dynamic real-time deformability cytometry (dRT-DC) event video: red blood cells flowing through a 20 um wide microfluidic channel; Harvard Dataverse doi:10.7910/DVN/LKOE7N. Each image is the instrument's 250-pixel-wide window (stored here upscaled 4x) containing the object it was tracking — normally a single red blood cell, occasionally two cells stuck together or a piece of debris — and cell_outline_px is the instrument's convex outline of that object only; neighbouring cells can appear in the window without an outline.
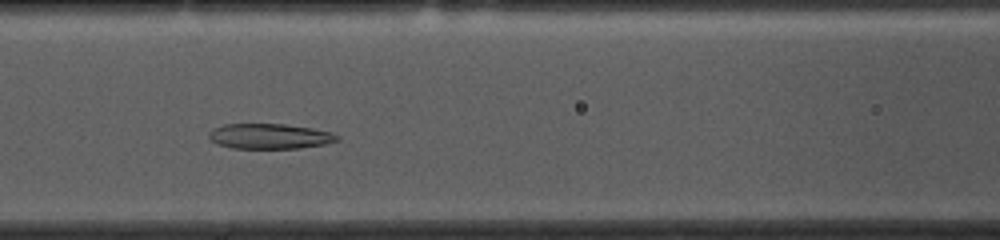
{"species": "common noctule bat (a hibernating species)", "species_latin": "Nyctalus noctula", "temperature_condition": "cold", "stored_images_in_passage": 40, "camera_frame_rate_fps": 3000, "um_per_image_px": 0.085, "animal": {"sex": "female", "body_mass_g": 10.0, "forearm_length_mm": 53.1}, "frame": {"image": 1, "passage_image": 16, "time_ms": 5.0, "image_size_px": [1000, 240], "cell_outline_px": [[340, 140], [324, 144], [296, 148], [232, 148], [216, 144], [208, 136], [208, 132], [212, 128], [224, 124], [284, 124], [312, 128], [328, 132], [340, 136]], "centroid_in_image_um": [22.88, 11.58], "position_along_channel_um": 143.7, "area_um2": 18.79}}
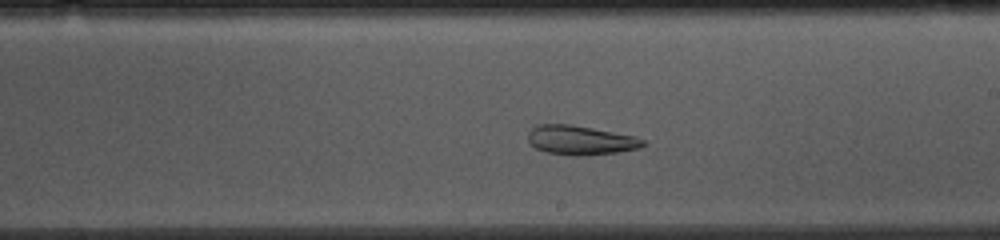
{"frame": {"image": 2, "passage_image": 24, "time_ms": 7.667, "image_size_px": [1000, 240], "cell_outline_px": [[648, 144], [640, 148], [620, 152], [588, 156], [572, 156], [544, 152], [536, 148], [528, 140], [528, 132], [536, 124], [572, 124], [636, 136], [644, 140]], "centroid_in_image_um": [49.37, 11.92], "position_along_channel_um": 239.6, "area_um2": 20.06}}
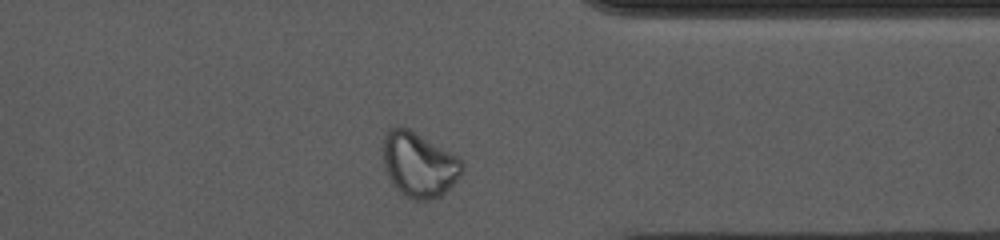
{"frame": {"image": 3, "passage_image": 36, "time_ms": 11.667, "image_size_px": [1000, 240], "cell_outline_px": [[464, 172], [440, 196], [428, 200], [412, 200], [404, 196], [396, 188], [388, 176], [384, 168], [384, 132], [388, 128], [396, 124], [400, 124], [408, 128], [460, 156], [464, 164]], "centroid_in_image_um": [35.62, 13.95], "position_along_channel_um": 375.8, "area_um2": 30.35}, "authors_computed_cell_mechanics": {"area_um2": 22.8888, "velocity_mm_per_s": 3.6049, "shape_relaxation_time_tau1_ms": null, "shape_relaxation_time_tau2_ms": 3.6529, "deformation_change_tau1": null, "deformation_change_tau2": 0.1041}}